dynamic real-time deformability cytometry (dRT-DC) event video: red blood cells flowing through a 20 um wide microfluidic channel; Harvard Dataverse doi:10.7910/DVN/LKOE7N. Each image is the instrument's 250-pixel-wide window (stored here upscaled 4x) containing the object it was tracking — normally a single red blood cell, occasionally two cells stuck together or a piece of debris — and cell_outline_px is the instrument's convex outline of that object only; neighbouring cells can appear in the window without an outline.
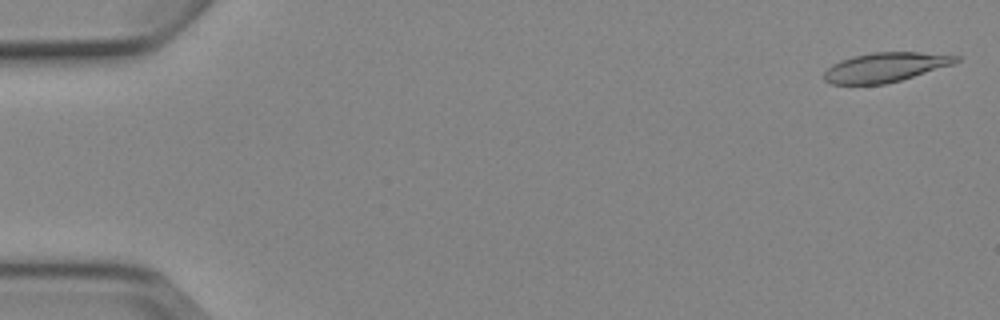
{"species": "Egyptian fruit bat (a non-hibernating species)", "species_latin": "Rousettus aegyptiacus", "temperature_condition": "cold", "stored_images_in_passage": 5, "camera_frame_rate_fps": 3000, "um_per_image_px": 0.085, "animal": {"sex": "female"}, "frame": {"image": 1, "passage_image": 1, "time_ms": 0.0, "image_size_px": [1000, 320], "cell_outline_px": [[960, 60], [952, 64], [900, 80], [884, 84], [832, 84], [824, 80], [824, 72], [832, 64], [840, 60], [852, 56], [872, 52], [920, 52], [960, 56]], "centroid_in_image_um": [75.22, 5.71], "position_along_channel_um": 9.8, "area_um2": 22.43}}
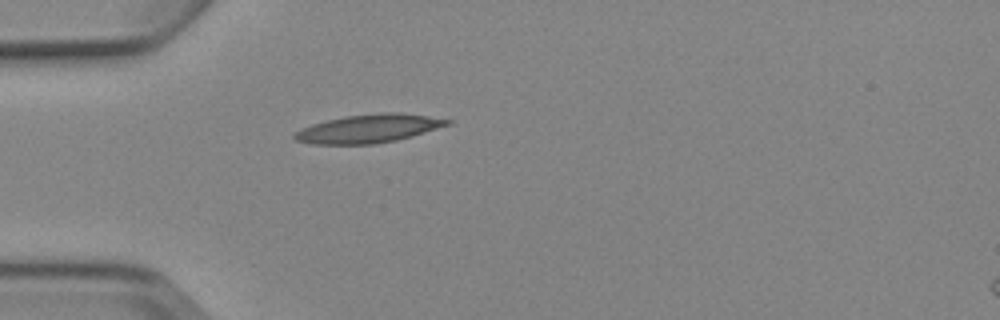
{"frame": {"image": 2, "passage_image": 5, "time_ms": 4.667, "image_size_px": [1000, 320], "cell_outline_px": [[452, 124], [412, 136], [396, 140], [376, 144], [312, 144], [296, 140], [292, 136], [300, 128], [312, 124], [344, 116], [384, 112], [396, 112], [428, 116], [452, 120]], "centroid_in_image_um": [31.34, 10.93], "position_along_channel_um": 53.7, "area_um2": 25.26}}